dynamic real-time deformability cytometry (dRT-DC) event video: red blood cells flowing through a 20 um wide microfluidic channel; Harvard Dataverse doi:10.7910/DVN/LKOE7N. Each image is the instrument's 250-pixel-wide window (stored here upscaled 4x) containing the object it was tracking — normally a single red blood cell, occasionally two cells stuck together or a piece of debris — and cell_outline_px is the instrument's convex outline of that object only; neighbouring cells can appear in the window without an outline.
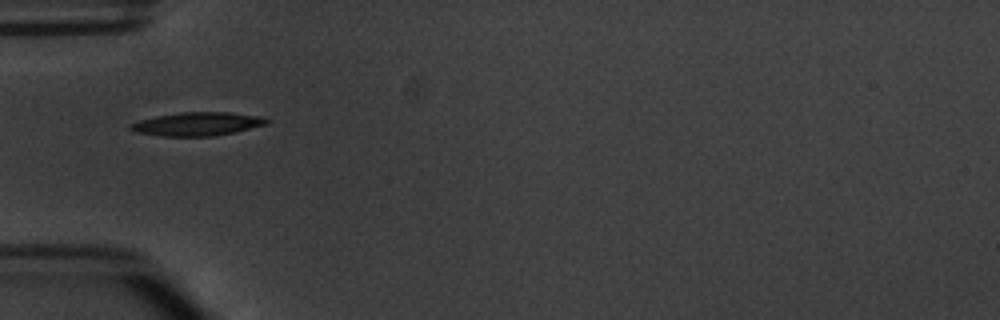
{"species": "common noctule bat (a hibernating species)", "species_latin": "Nyctalus noctula", "temperature_condition": "warm", "stored_images_in_passage": 9, "camera_frame_rate_fps": 3000, "um_per_image_px": 0.085, "animal": {"sex": "male", "body_mass_g": 20.1, "forearm_length_mm": 53.5}, "frame": {"image": 1, "passage_image": 6, "time_ms": 5.667, "image_size_px": [1000, 320], "cell_outline_px": [[272, 120], [268, 124], [236, 132], [216, 136], [160, 136], [132, 132], [128, 128], [128, 124], [140, 120], [156, 116], [180, 112], [228, 112], [264, 116]], "centroid_in_image_um": [16.79, 10.54], "position_along_channel_um": 68.2, "area_um2": 19.07}}
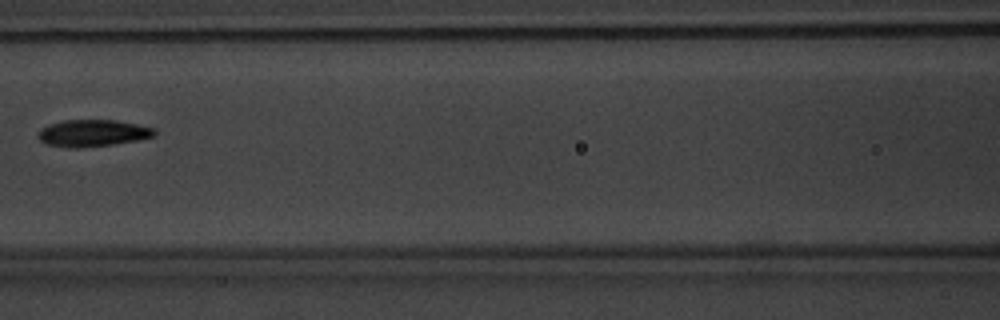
{"frame": {"image": 2, "passage_image": 8, "time_ms": 8.0, "image_size_px": [1000, 320], "cell_outline_px": [[156, 136], [136, 140], [112, 144], [76, 148], [68, 148], [48, 144], [40, 140], [36, 136], [40, 128], [48, 124], [64, 120], [116, 120], [156, 128]], "centroid_in_image_um": [7.86, 11.3], "position_along_channel_um": 158.7, "area_um2": 18.26}}
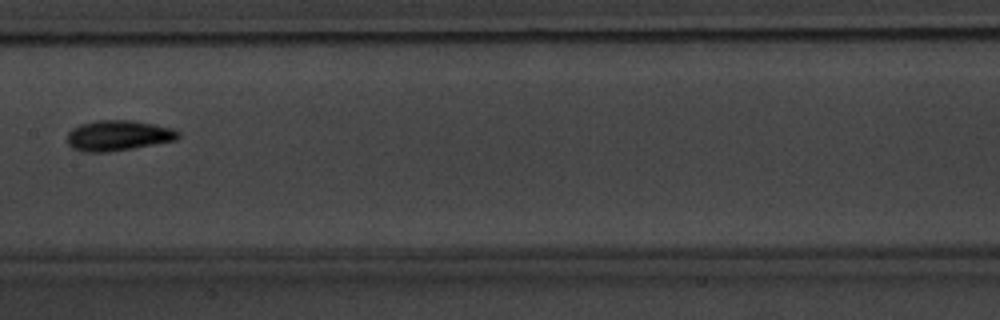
{"frame": {"image": 3, "passage_image": 9, "time_ms": 9.0, "image_size_px": [1000, 320], "cell_outline_px": [[180, 136], [176, 140], [132, 148], [104, 152], [84, 152], [72, 148], [68, 144], [68, 132], [72, 128], [80, 124], [96, 120], [132, 120], [156, 124], [172, 128], [180, 132]], "centroid_in_image_um": [10.05, 11.51], "position_along_channel_um": 197.4, "area_um2": 19.71}}